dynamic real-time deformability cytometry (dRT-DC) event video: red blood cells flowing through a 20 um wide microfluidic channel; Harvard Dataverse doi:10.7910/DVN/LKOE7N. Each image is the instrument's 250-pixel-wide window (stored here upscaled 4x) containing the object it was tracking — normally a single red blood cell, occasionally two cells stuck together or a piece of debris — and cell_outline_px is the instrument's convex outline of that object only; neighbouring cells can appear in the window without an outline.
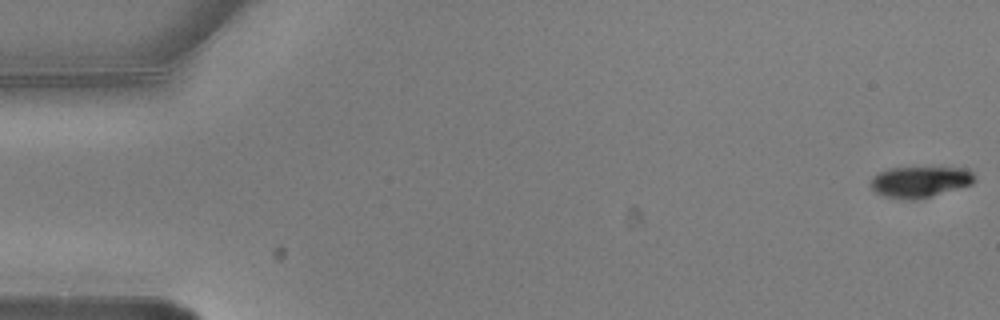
{"species": "common noctule bat (a hibernating species)", "species_latin": "Nyctalus noctula", "temperature_condition": "warm", "stored_images_in_passage": 6, "camera_frame_rate_fps": 3000, "um_per_image_px": 0.085, "animal": {"sex": "male", "body_mass_g": 20.5, "forearm_length_mm": 52.5}, "frame": {"image": 1, "passage_image": 1, "time_ms": 0.0, "image_size_px": [1000, 320], "cell_outline_px": [[976, 180], [972, 184], [932, 196], [916, 200], [884, 196], [876, 192], [872, 188], [872, 176], [876, 172], [888, 168], [940, 164], [968, 168], [976, 176]], "centroid_in_image_um": [78.28, 15.37], "position_along_channel_um": 6.7, "area_um2": 19.88}}
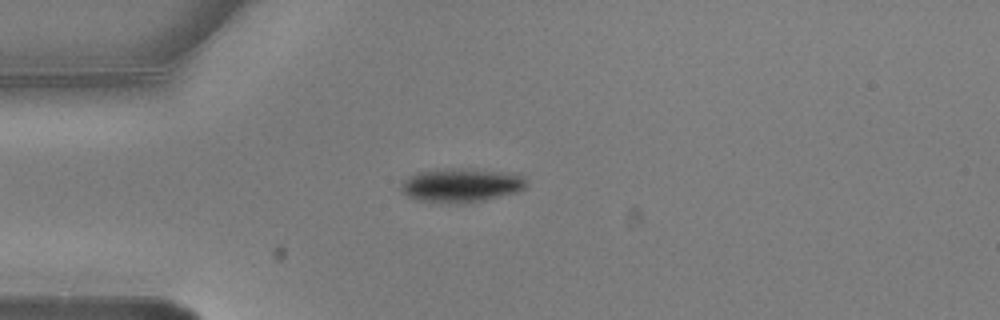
{"frame": {"image": 2, "passage_image": 5, "time_ms": 1.333, "image_size_px": [1000, 320], "cell_outline_px": [[528, 184], [524, 188], [516, 192], [468, 204], [448, 204], [416, 200], [400, 192], [400, 184], [408, 176], [416, 172], [448, 168], [472, 168], [508, 172], [520, 176]], "centroid_in_image_um": [39.14, 15.75], "position_along_channel_um": 45.9, "area_um2": 25.26}}